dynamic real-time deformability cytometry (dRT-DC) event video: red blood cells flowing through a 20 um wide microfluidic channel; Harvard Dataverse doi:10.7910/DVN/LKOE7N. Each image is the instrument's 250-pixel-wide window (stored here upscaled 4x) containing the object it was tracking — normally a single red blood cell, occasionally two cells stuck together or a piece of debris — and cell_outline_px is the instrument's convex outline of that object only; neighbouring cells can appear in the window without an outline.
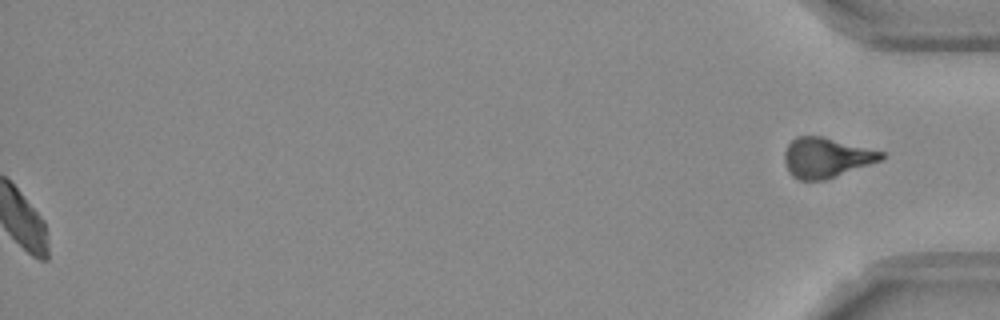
{"species": "Egyptian fruit bat (a non-hibernating species)", "species_latin": "Rousettus aegyptiacus", "temperature_condition": "room temperature", "stored_images_in_passage": 54, "segment_of_instrument_passage": [2, 2], "camera_frame_rate_fps": 3000, "um_per_image_px": 0.085, "frame": {"image": 1, "passage_image": 54, "time_ms": 17.667, "image_size_px": [1000, 320], "cell_outline_px": [[884, 160], [828, 180], [800, 180], [792, 176], [784, 160], [784, 152], [788, 144], [796, 136], [824, 136], [884, 152]], "centroid_in_image_um": [70.27, 13.4], "position_along_channel_um": 364.9, "area_um2": 22.89}}